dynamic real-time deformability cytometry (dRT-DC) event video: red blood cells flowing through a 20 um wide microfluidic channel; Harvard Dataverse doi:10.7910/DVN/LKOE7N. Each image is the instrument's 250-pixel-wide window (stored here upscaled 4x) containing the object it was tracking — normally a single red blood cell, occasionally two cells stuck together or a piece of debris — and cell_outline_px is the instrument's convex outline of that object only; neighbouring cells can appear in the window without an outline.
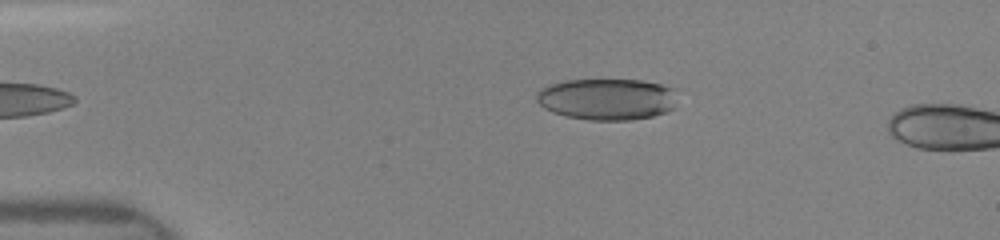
{"species": "human", "species_latin": "Homo sapiens", "temperature_condition": "room temperature", "stored_images_in_passage": 20, "camera_frame_rate_fps": 3000, "um_per_image_px": 0.085, "donor": {"sex": "female"}, "frame": {"image": 1, "passage_image": 4, "time_ms": 0.667, "image_size_px": [1000, 240], "cell_outline_px": [[676, 88], [672, 108], [668, 112], [652, 116], [632, 120], [588, 120], [564, 116], [552, 112], [544, 108], [536, 100], [536, 92], [540, 88], [548, 84], [564, 80], [640, 80], [660, 84]], "centroid_in_image_um": [51.55, 8.43], "position_along_channel_um": 33.4, "area_um2": 34.33}}
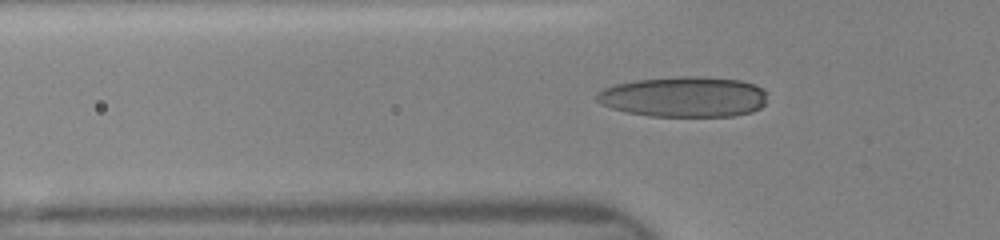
{"frame": {"image": 2, "passage_image": 14, "time_ms": 2.667, "image_size_px": [1000, 240], "cell_outline_px": [[768, 92], [764, 104], [760, 108], [752, 112], [732, 116], [648, 116], [628, 112], [612, 108], [600, 104], [596, 100], [596, 92], [604, 88], [616, 84], [636, 80], [680, 76], [704, 76], [740, 80], [756, 84]], "centroid_in_image_um": [58.16, 8.22], "position_along_channel_um": 67.6, "area_um2": 40.58}}
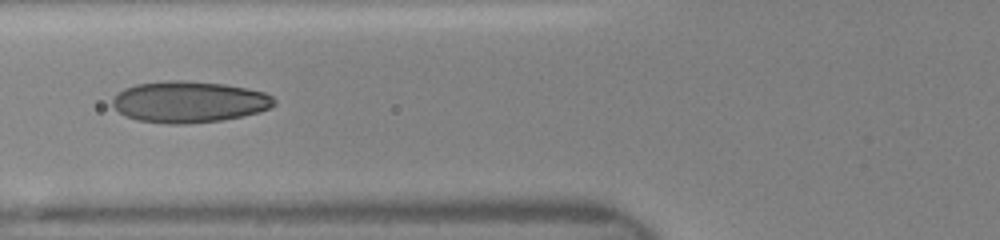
{"frame": {"image": 3, "passage_image": 19, "time_ms": 3.667, "image_size_px": [1000, 240], "cell_outline_px": [[276, 104], [260, 112], [220, 120], [184, 124], [168, 124], [140, 120], [128, 116], [120, 112], [112, 104], [112, 100], [124, 88], [136, 84], [168, 80], [184, 80], [224, 84], [248, 88], [264, 92], [272, 96], [276, 100]], "centroid_in_image_um": [16.1, 8.65], "position_along_channel_um": 109.7, "area_um2": 38.73}}